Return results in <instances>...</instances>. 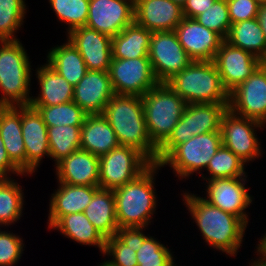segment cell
<instances>
[{"instance_id": "cell-1", "label": "cell", "mask_w": 266, "mask_h": 266, "mask_svg": "<svg viewBox=\"0 0 266 266\" xmlns=\"http://www.w3.org/2000/svg\"><path fill=\"white\" fill-rule=\"evenodd\" d=\"M181 195L204 242L211 248L235 257L242 246L248 225L238 216L211 205L200 195L188 191L184 193V190Z\"/></svg>"}, {"instance_id": "cell-2", "label": "cell", "mask_w": 266, "mask_h": 266, "mask_svg": "<svg viewBox=\"0 0 266 266\" xmlns=\"http://www.w3.org/2000/svg\"><path fill=\"white\" fill-rule=\"evenodd\" d=\"M102 115L111 125L120 145L138 150L152 164H157V148L148 134L142 96L115 94Z\"/></svg>"}, {"instance_id": "cell-3", "label": "cell", "mask_w": 266, "mask_h": 266, "mask_svg": "<svg viewBox=\"0 0 266 266\" xmlns=\"http://www.w3.org/2000/svg\"><path fill=\"white\" fill-rule=\"evenodd\" d=\"M161 167L152 164L135 180L113 191L119 228L148 227L157 206L155 176Z\"/></svg>"}, {"instance_id": "cell-4", "label": "cell", "mask_w": 266, "mask_h": 266, "mask_svg": "<svg viewBox=\"0 0 266 266\" xmlns=\"http://www.w3.org/2000/svg\"><path fill=\"white\" fill-rule=\"evenodd\" d=\"M31 61L20 40L0 41V106H28L32 95Z\"/></svg>"}, {"instance_id": "cell-5", "label": "cell", "mask_w": 266, "mask_h": 266, "mask_svg": "<svg viewBox=\"0 0 266 266\" xmlns=\"http://www.w3.org/2000/svg\"><path fill=\"white\" fill-rule=\"evenodd\" d=\"M165 83L187 104L230 102V93L213 61H193Z\"/></svg>"}, {"instance_id": "cell-6", "label": "cell", "mask_w": 266, "mask_h": 266, "mask_svg": "<svg viewBox=\"0 0 266 266\" xmlns=\"http://www.w3.org/2000/svg\"><path fill=\"white\" fill-rule=\"evenodd\" d=\"M142 102L148 134L158 149L171 135L187 103L166 83H159L147 91Z\"/></svg>"}, {"instance_id": "cell-7", "label": "cell", "mask_w": 266, "mask_h": 266, "mask_svg": "<svg viewBox=\"0 0 266 266\" xmlns=\"http://www.w3.org/2000/svg\"><path fill=\"white\" fill-rule=\"evenodd\" d=\"M228 107L229 104L217 103L187 104L171 135L157 149V164L177 145L187 142L193 136L208 132H220L222 116Z\"/></svg>"}, {"instance_id": "cell-8", "label": "cell", "mask_w": 266, "mask_h": 266, "mask_svg": "<svg viewBox=\"0 0 266 266\" xmlns=\"http://www.w3.org/2000/svg\"><path fill=\"white\" fill-rule=\"evenodd\" d=\"M221 145V132L195 135L187 142L177 145L158 165L170 166L179 180H186L193 173L201 174L200 171L207 168Z\"/></svg>"}, {"instance_id": "cell-9", "label": "cell", "mask_w": 266, "mask_h": 266, "mask_svg": "<svg viewBox=\"0 0 266 266\" xmlns=\"http://www.w3.org/2000/svg\"><path fill=\"white\" fill-rule=\"evenodd\" d=\"M151 165L138 150L119 145L99 157V187L114 191L135 180Z\"/></svg>"}, {"instance_id": "cell-10", "label": "cell", "mask_w": 266, "mask_h": 266, "mask_svg": "<svg viewBox=\"0 0 266 266\" xmlns=\"http://www.w3.org/2000/svg\"><path fill=\"white\" fill-rule=\"evenodd\" d=\"M264 126L257 120L236 115L228 108L221 120L222 145L229 148L247 165L262 155L261 141L255 129L263 130Z\"/></svg>"}, {"instance_id": "cell-11", "label": "cell", "mask_w": 266, "mask_h": 266, "mask_svg": "<svg viewBox=\"0 0 266 266\" xmlns=\"http://www.w3.org/2000/svg\"><path fill=\"white\" fill-rule=\"evenodd\" d=\"M109 75L113 91L117 95L143 96L159 84L149 57L112 58Z\"/></svg>"}, {"instance_id": "cell-12", "label": "cell", "mask_w": 266, "mask_h": 266, "mask_svg": "<svg viewBox=\"0 0 266 266\" xmlns=\"http://www.w3.org/2000/svg\"><path fill=\"white\" fill-rule=\"evenodd\" d=\"M148 57L159 83H165L193 62L174 30L152 33Z\"/></svg>"}, {"instance_id": "cell-13", "label": "cell", "mask_w": 266, "mask_h": 266, "mask_svg": "<svg viewBox=\"0 0 266 266\" xmlns=\"http://www.w3.org/2000/svg\"><path fill=\"white\" fill-rule=\"evenodd\" d=\"M236 115L266 125V64L263 62L244 82L230 92L228 107Z\"/></svg>"}, {"instance_id": "cell-14", "label": "cell", "mask_w": 266, "mask_h": 266, "mask_svg": "<svg viewBox=\"0 0 266 266\" xmlns=\"http://www.w3.org/2000/svg\"><path fill=\"white\" fill-rule=\"evenodd\" d=\"M248 177L218 178L207 180L206 195L202 197L211 205L241 218L249 223L246 209L253 203V196L245 187Z\"/></svg>"}, {"instance_id": "cell-15", "label": "cell", "mask_w": 266, "mask_h": 266, "mask_svg": "<svg viewBox=\"0 0 266 266\" xmlns=\"http://www.w3.org/2000/svg\"><path fill=\"white\" fill-rule=\"evenodd\" d=\"M134 22V0H90L86 27L110 37Z\"/></svg>"}, {"instance_id": "cell-16", "label": "cell", "mask_w": 266, "mask_h": 266, "mask_svg": "<svg viewBox=\"0 0 266 266\" xmlns=\"http://www.w3.org/2000/svg\"><path fill=\"white\" fill-rule=\"evenodd\" d=\"M213 62L229 93L251 76L263 63L252 53L234 47L225 40L221 43Z\"/></svg>"}, {"instance_id": "cell-17", "label": "cell", "mask_w": 266, "mask_h": 266, "mask_svg": "<svg viewBox=\"0 0 266 266\" xmlns=\"http://www.w3.org/2000/svg\"><path fill=\"white\" fill-rule=\"evenodd\" d=\"M48 127L37 109L21 106V130L26 149V174L32 175L42 163L50 157Z\"/></svg>"}, {"instance_id": "cell-18", "label": "cell", "mask_w": 266, "mask_h": 266, "mask_svg": "<svg viewBox=\"0 0 266 266\" xmlns=\"http://www.w3.org/2000/svg\"><path fill=\"white\" fill-rule=\"evenodd\" d=\"M179 43L193 61H213L224 39L196 19L183 17L175 28Z\"/></svg>"}, {"instance_id": "cell-19", "label": "cell", "mask_w": 266, "mask_h": 266, "mask_svg": "<svg viewBox=\"0 0 266 266\" xmlns=\"http://www.w3.org/2000/svg\"><path fill=\"white\" fill-rule=\"evenodd\" d=\"M66 36L80 52L88 70L109 72L112 37L86 26L76 28Z\"/></svg>"}, {"instance_id": "cell-20", "label": "cell", "mask_w": 266, "mask_h": 266, "mask_svg": "<svg viewBox=\"0 0 266 266\" xmlns=\"http://www.w3.org/2000/svg\"><path fill=\"white\" fill-rule=\"evenodd\" d=\"M183 17L182 7L171 0H134V21L152 33L175 30Z\"/></svg>"}, {"instance_id": "cell-21", "label": "cell", "mask_w": 266, "mask_h": 266, "mask_svg": "<svg viewBox=\"0 0 266 266\" xmlns=\"http://www.w3.org/2000/svg\"><path fill=\"white\" fill-rule=\"evenodd\" d=\"M114 95L109 72L88 70L74 87L73 101L88 115L102 114Z\"/></svg>"}, {"instance_id": "cell-22", "label": "cell", "mask_w": 266, "mask_h": 266, "mask_svg": "<svg viewBox=\"0 0 266 266\" xmlns=\"http://www.w3.org/2000/svg\"><path fill=\"white\" fill-rule=\"evenodd\" d=\"M58 183L99 186V157L79 149L55 166Z\"/></svg>"}, {"instance_id": "cell-23", "label": "cell", "mask_w": 266, "mask_h": 266, "mask_svg": "<svg viewBox=\"0 0 266 266\" xmlns=\"http://www.w3.org/2000/svg\"><path fill=\"white\" fill-rule=\"evenodd\" d=\"M57 190L51 194L47 219L50 229L62 216L84 212L99 186L69 185L58 183Z\"/></svg>"}, {"instance_id": "cell-24", "label": "cell", "mask_w": 266, "mask_h": 266, "mask_svg": "<svg viewBox=\"0 0 266 266\" xmlns=\"http://www.w3.org/2000/svg\"><path fill=\"white\" fill-rule=\"evenodd\" d=\"M39 94L31 98L30 106H55L73 101L74 87L47 63L36 68Z\"/></svg>"}, {"instance_id": "cell-25", "label": "cell", "mask_w": 266, "mask_h": 266, "mask_svg": "<svg viewBox=\"0 0 266 266\" xmlns=\"http://www.w3.org/2000/svg\"><path fill=\"white\" fill-rule=\"evenodd\" d=\"M0 136L10 160L26 174V149L21 130V106H0Z\"/></svg>"}, {"instance_id": "cell-26", "label": "cell", "mask_w": 266, "mask_h": 266, "mask_svg": "<svg viewBox=\"0 0 266 266\" xmlns=\"http://www.w3.org/2000/svg\"><path fill=\"white\" fill-rule=\"evenodd\" d=\"M119 145L114 130L102 114L86 116L81 126L80 149L100 157Z\"/></svg>"}, {"instance_id": "cell-27", "label": "cell", "mask_w": 266, "mask_h": 266, "mask_svg": "<svg viewBox=\"0 0 266 266\" xmlns=\"http://www.w3.org/2000/svg\"><path fill=\"white\" fill-rule=\"evenodd\" d=\"M83 213L105 239L116 235L119 227L113 191L99 188Z\"/></svg>"}, {"instance_id": "cell-28", "label": "cell", "mask_w": 266, "mask_h": 266, "mask_svg": "<svg viewBox=\"0 0 266 266\" xmlns=\"http://www.w3.org/2000/svg\"><path fill=\"white\" fill-rule=\"evenodd\" d=\"M49 50L46 63L75 87L88 71L80 52L69 39Z\"/></svg>"}, {"instance_id": "cell-29", "label": "cell", "mask_w": 266, "mask_h": 266, "mask_svg": "<svg viewBox=\"0 0 266 266\" xmlns=\"http://www.w3.org/2000/svg\"><path fill=\"white\" fill-rule=\"evenodd\" d=\"M50 229L58 230L64 237L79 244L98 247L101 254L104 253L106 239L83 212L62 216Z\"/></svg>"}, {"instance_id": "cell-30", "label": "cell", "mask_w": 266, "mask_h": 266, "mask_svg": "<svg viewBox=\"0 0 266 266\" xmlns=\"http://www.w3.org/2000/svg\"><path fill=\"white\" fill-rule=\"evenodd\" d=\"M152 32L135 21L112 37V58L148 57Z\"/></svg>"}, {"instance_id": "cell-31", "label": "cell", "mask_w": 266, "mask_h": 266, "mask_svg": "<svg viewBox=\"0 0 266 266\" xmlns=\"http://www.w3.org/2000/svg\"><path fill=\"white\" fill-rule=\"evenodd\" d=\"M225 41L266 61V37L258 17L231 24Z\"/></svg>"}, {"instance_id": "cell-32", "label": "cell", "mask_w": 266, "mask_h": 266, "mask_svg": "<svg viewBox=\"0 0 266 266\" xmlns=\"http://www.w3.org/2000/svg\"><path fill=\"white\" fill-rule=\"evenodd\" d=\"M13 178H0V227L15 224L22 217L24 192Z\"/></svg>"}, {"instance_id": "cell-33", "label": "cell", "mask_w": 266, "mask_h": 266, "mask_svg": "<svg viewBox=\"0 0 266 266\" xmlns=\"http://www.w3.org/2000/svg\"><path fill=\"white\" fill-rule=\"evenodd\" d=\"M81 126L60 125L48 127L50 158L55 162V165L80 149Z\"/></svg>"}, {"instance_id": "cell-34", "label": "cell", "mask_w": 266, "mask_h": 266, "mask_svg": "<svg viewBox=\"0 0 266 266\" xmlns=\"http://www.w3.org/2000/svg\"><path fill=\"white\" fill-rule=\"evenodd\" d=\"M245 166L246 164L237 155L229 148L221 145L205 169L209 176L205 177L202 172L200 176L204 181L218 178L247 177Z\"/></svg>"}, {"instance_id": "cell-35", "label": "cell", "mask_w": 266, "mask_h": 266, "mask_svg": "<svg viewBox=\"0 0 266 266\" xmlns=\"http://www.w3.org/2000/svg\"><path fill=\"white\" fill-rule=\"evenodd\" d=\"M38 110L47 127L83 125L88 115L78 104L70 101L55 106H31Z\"/></svg>"}, {"instance_id": "cell-36", "label": "cell", "mask_w": 266, "mask_h": 266, "mask_svg": "<svg viewBox=\"0 0 266 266\" xmlns=\"http://www.w3.org/2000/svg\"><path fill=\"white\" fill-rule=\"evenodd\" d=\"M27 13L25 0H0V41L18 40Z\"/></svg>"}, {"instance_id": "cell-37", "label": "cell", "mask_w": 266, "mask_h": 266, "mask_svg": "<svg viewBox=\"0 0 266 266\" xmlns=\"http://www.w3.org/2000/svg\"><path fill=\"white\" fill-rule=\"evenodd\" d=\"M58 21L64 22L68 28L67 34L72 30L86 25L90 0H48Z\"/></svg>"}, {"instance_id": "cell-38", "label": "cell", "mask_w": 266, "mask_h": 266, "mask_svg": "<svg viewBox=\"0 0 266 266\" xmlns=\"http://www.w3.org/2000/svg\"><path fill=\"white\" fill-rule=\"evenodd\" d=\"M172 250L154 236H148L137 250L138 266H173L175 258Z\"/></svg>"}, {"instance_id": "cell-39", "label": "cell", "mask_w": 266, "mask_h": 266, "mask_svg": "<svg viewBox=\"0 0 266 266\" xmlns=\"http://www.w3.org/2000/svg\"><path fill=\"white\" fill-rule=\"evenodd\" d=\"M195 19L201 25L218 33L225 40L231 26L227 0H215L211 7Z\"/></svg>"}, {"instance_id": "cell-40", "label": "cell", "mask_w": 266, "mask_h": 266, "mask_svg": "<svg viewBox=\"0 0 266 266\" xmlns=\"http://www.w3.org/2000/svg\"><path fill=\"white\" fill-rule=\"evenodd\" d=\"M136 252L137 249L128 247L114 235L106 239L105 250L102 256H108L109 260L105 259V262L109 266H138Z\"/></svg>"}, {"instance_id": "cell-41", "label": "cell", "mask_w": 266, "mask_h": 266, "mask_svg": "<svg viewBox=\"0 0 266 266\" xmlns=\"http://www.w3.org/2000/svg\"><path fill=\"white\" fill-rule=\"evenodd\" d=\"M24 241L20 235L2 231L0 227V266H15L23 254Z\"/></svg>"}, {"instance_id": "cell-42", "label": "cell", "mask_w": 266, "mask_h": 266, "mask_svg": "<svg viewBox=\"0 0 266 266\" xmlns=\"http://www.w3.org/2000/svg\"><path fill=\"white\" fill-rule=\"evenodd\" d=\"M231 24L257 18L260 4L256 0H227Z\"/></svg>"}, {"instance_id": "cell-43", "label": "cell", "mask_w": 266, "mask_h": 266, "mask_svg": "<svg viewBox=\"0 0 266 266\" xmlns=\"http://www.w3.org/2000/svg\"><path fill=\"white\" fill-rule=\"evenodd\" d=\"M146 229V227L118 228L116 236L128 247L139 250L149 235L143 232Z\"/></svg>"}, {"instance_id": "cell-44", "label": "cell", "mask_w": 266, "mask_h": 266, "mask_svg": "<svg viewBox=\"0 0 266 266\" xmlns=\"http://www.w3.org/2000/svg\"><path fill=\"white\" fill-rule=\"evenodd\" d=\"M12 174L17 176H27L29 174L23 173L8 157L4 143L0 136V178H11Z\"/></svg>"}, {"instance_id": "cell-45", "label": "cell", "mask_w": 266, "mask_h": 266, "mask_svg": "<svg viewBox=\"0 0 266 266\" xmlns=\"http://www.w3.org/2000/svg\"><path fill=\"white\" fill-rule=\"evenodd\" d=\"M214 2L215 0H186L182 6L183 16L195 19L199 14L211 7Z\"/></svg>"}, {"instance_id": "cell-46", "label": "cell", "mask_w": 266, "mask_h": 266, "mask_svg": "<svg viewBox=\"0 0 266 266\" xmlns=\"http://www.w3.org/2000/svg\"><path fill=\"white\" fill-rule=\"evenodd\" d=\"M264 234L265 235L261 236V239L258 240L259 244L256 245L257 251H255V253H257V259L266 264V233Z\"/></svg>"}, {"instance_id": "cell-47", "label": "cell", "mask_w": 266, "mask_h": 266, "mask_svg": "<svg viewBox=\"0 0 266 266\" xmlns=\"http://www.w3.org/2000/svg\"><path fill=\"white\" fill-rule=\"evenodd\" d=\"M258 18L262 26V31L266 37V4L260 6Z\"/></svg>"}, {"instance_id": "cell-48", "label": "cell", "mask_w": 266, "mask_h": 266, "mask_svg": "<svg viewBox=\"0 0 266 266\" xmlns=\"http://www.w3.org/2000/svg\"><path fill=\"white\" fill-rule=\"evenodd\" d=\"M253 260L252 262L249 263V266H266V264L262 263L261 261H259L258 259L255 258L251 259Z\"/></svg>"}, {"instance_id": "cell-49", "label": "cell", "mask_w": 266, "mask_h": 266, "mask_svg": "<svg viewBox=\"0 0 266 266\" xmlns=\"http://www.w3.org/2000/svg\"><path fill=\"white\" fill-rule=\"evenodd\" d=\"M174 3L179 4L181 7L185 4L186 0H171Z\"/></svg>"}, {"instance_id": "cell-50", "label": "cell", "mask_w": 266, "mask_h": 266, "mask_svg": "<svg viewBox=\"0 0 266 266\" xmlns=\"http://www.w3.org/2000/svg\"><path fill=\"white\" fill-rule=\"evenodd\" d=\"M260 5L266 4V0H256Z\"/></svg>"}, {"instance_id": "cell-51", "label": "cell", "mask_w": 266, "mask_h": 266, "mask_svg": "<svg viewBox=\"0 0 266 266\" xmlns=\"http://www.w3.org/2000/svg\"><path fill=\"white\" fill-rule=\"evenodd\" d=\"M98 266H109L105 261H103L102 263H100Z\"/></svg>"}]
</instances>
